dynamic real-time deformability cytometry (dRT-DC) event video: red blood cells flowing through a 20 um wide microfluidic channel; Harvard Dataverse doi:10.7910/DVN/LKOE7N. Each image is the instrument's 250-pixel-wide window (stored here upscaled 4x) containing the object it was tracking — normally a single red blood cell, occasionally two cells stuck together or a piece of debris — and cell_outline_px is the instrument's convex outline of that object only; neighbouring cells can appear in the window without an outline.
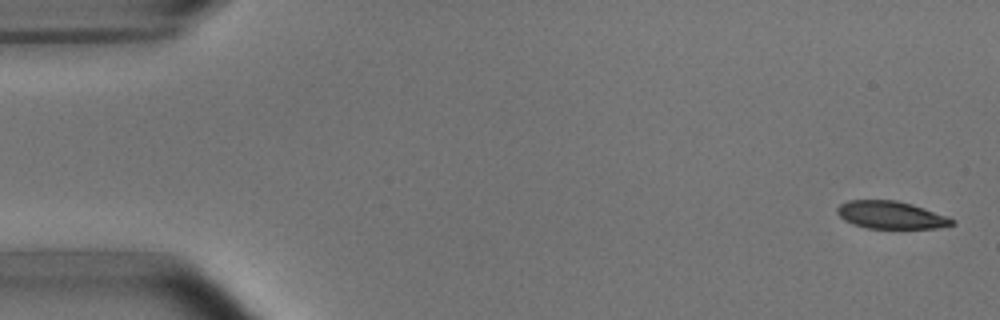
{"species": "common noctule bat (a hibernating species)", "species_latin": "Nyctalus noctula", "temperature_condition": "room temperature", "stored_images_in_passage": 5, "camera_frame_rate_fps": 3000, "um_per_image_px": 0.085, "animal": {"sex": "male", "body_mass_g": 15.6}, "frame": {"image": 1, "passage_image": 1, "time_ms": 0.0, "image_size_px": [1000, 320], "cell_outline_px": [[956, 224], [936, 228], [868, 228], [852, 224], [844, 220], [836, 212], [836, 208], [840, 204], [848, 200], [896, 200], [912, 204], [948, 216], [956, 220]], "centroid_in_image_um": [75.73, 18.27], "position_along_channel_um": 9.3, "area_um2": 18.55}}
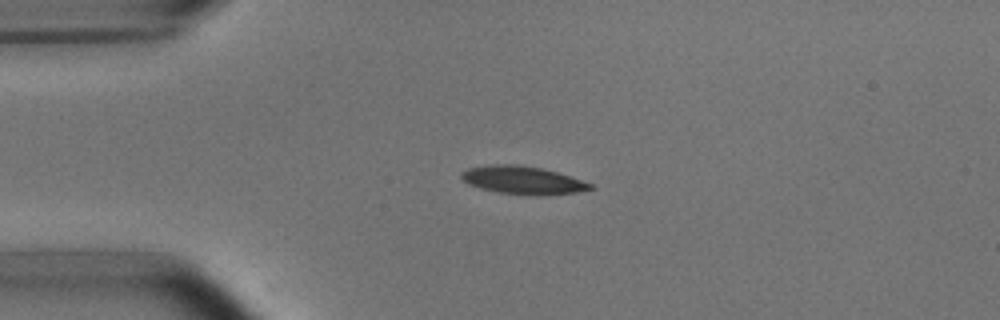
{"frame": {"image": 2, "passage_image": 4, "time_ms": 3.667, "image_size_px": [1000, 320], "cell_outline_px": [[592, 188], [576, 192], [536, 196], [500, 192], [480, 188], [468, 184], [460, 176], [460, 172], [468, 168], [492, 164], [516, 164], [540, 168], [556, 172], [592, 184]], "centroid_in_image_um": [44.37, 15.31], "position_along_channel_um": 40.6, "area_um2": 20.69}}